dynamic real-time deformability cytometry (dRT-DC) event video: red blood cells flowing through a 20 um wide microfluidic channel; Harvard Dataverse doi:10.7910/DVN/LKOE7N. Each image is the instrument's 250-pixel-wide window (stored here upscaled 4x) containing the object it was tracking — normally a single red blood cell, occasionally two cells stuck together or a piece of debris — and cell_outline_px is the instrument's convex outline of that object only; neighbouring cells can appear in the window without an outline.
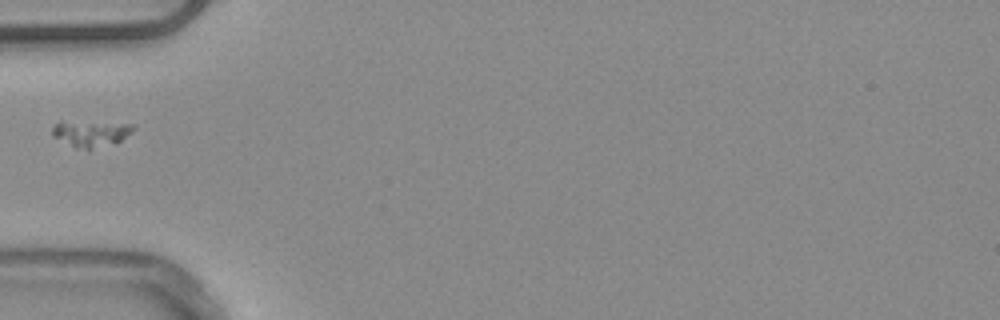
{"species": "common noctule bat (a hibernating species)", "species_latin": "Nyctalus noctula", "temperature_condition": "warm", "stored_images_in_passage": 20, "camera_frame_rate_fps": 3000, "um_per_image_px": 0.085, "animal": {"sex": "male", "body_mass_g": 20.4}, "frame": {"image": 1, "passage_image": 1, "time_ms": 0.0, "image_size_px": [1000, 320], "cell_outline_px": [[136, 128], [120, 140], [88, 152], [52, 136], [52, 128], [60, 120], [132, 124]], "centroid_in_image_um": [7.69, 11.34], "position_along_channel_um": 77.3, "area_um2": 12.43}}